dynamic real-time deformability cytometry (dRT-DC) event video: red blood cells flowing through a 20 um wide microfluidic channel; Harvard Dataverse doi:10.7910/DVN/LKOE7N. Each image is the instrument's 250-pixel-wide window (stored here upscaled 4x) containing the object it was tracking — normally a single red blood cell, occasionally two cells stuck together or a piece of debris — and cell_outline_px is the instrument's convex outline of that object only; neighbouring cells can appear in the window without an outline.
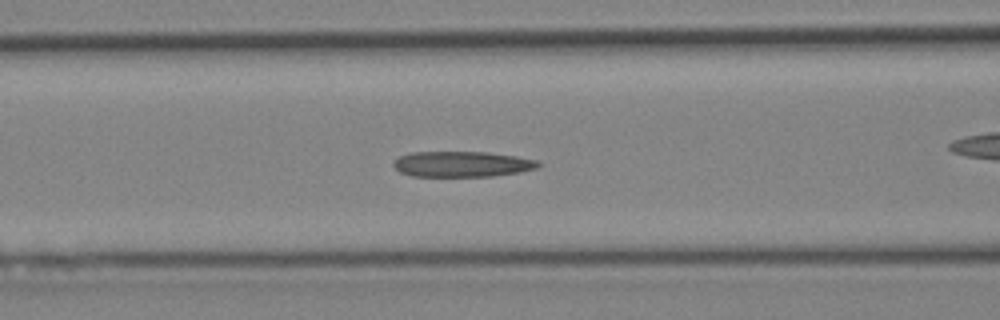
{"species": "Egyptian fruit bat (a non-hibernating species)", "species_latin": "Rousettus aegyptiacus", "temperature_condition": "cold", "stored_images_in_passage": 45, "camera_frame_rate_fps": 3000, "um_per_image_px": 0.085, "animal": {"sex": "female"}, "frame": {"image": 1, "passage_image": 18, "time_ms": 5.667, "image_size_px": [1000, 320], "cell_outline_px": [[544, 164], [536, 168], [520, 172], [492, 176], [412, 176], [400, 172], [392, 164], [400, 156], [412, 152], [488, 152], [516, 156], [536, 160]], "centroid_in_image_um": [39.3, 13.95], "position_along_channel_um": 127.3, "area_um2": 21.56}}
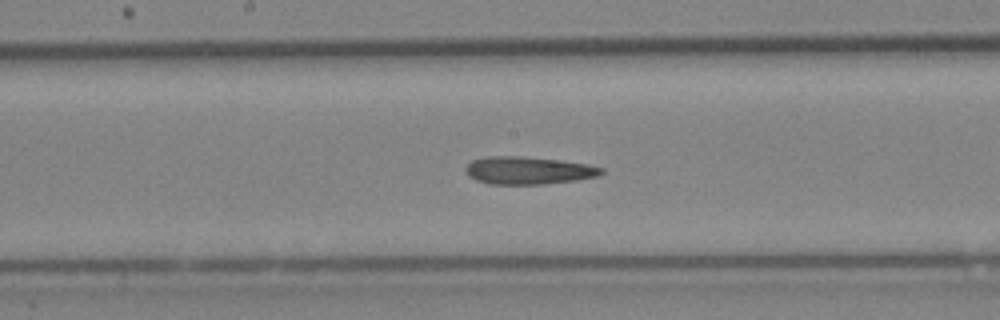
{"frame": {"image": 2, "passage_image": 23, "time_ms": 7.333, "image_size_px": [1000, 320], "cell_outline_px": [[604, 172], [596, 176], [576, 180], [544, 184], [488, 184], [476, 180], [468, 176], [464, 168], [472, 160], [484, 156], [516, 156], [560, 160], [584, 164], [604, 168]], "centroid_in_image_um": [44.85, 14.49], "position_along_channel_um": 203.4, "area_um2": 21.79}}
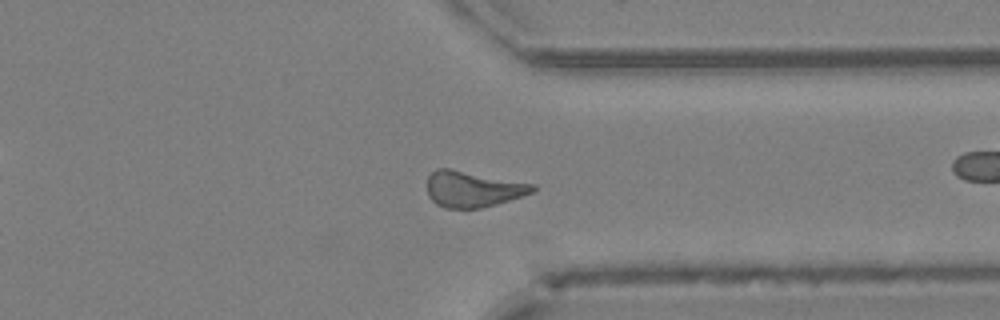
{"frame": {"image": 3, "passage_image": 34, "time_ms": 11.0, "image_size_px": [1000, 320], "cell_outline_px": [[536, 188], [532, 192], [508, 200], [480, 208], [444, 208], [436, 204], [428, 196], [428, 176], [436, 168], [448, 168], [536, 184]], "centroid_in_image_um": [40.16, 16.06], "position_along_channel_um": 371.2, "area_um2": 21.91}}